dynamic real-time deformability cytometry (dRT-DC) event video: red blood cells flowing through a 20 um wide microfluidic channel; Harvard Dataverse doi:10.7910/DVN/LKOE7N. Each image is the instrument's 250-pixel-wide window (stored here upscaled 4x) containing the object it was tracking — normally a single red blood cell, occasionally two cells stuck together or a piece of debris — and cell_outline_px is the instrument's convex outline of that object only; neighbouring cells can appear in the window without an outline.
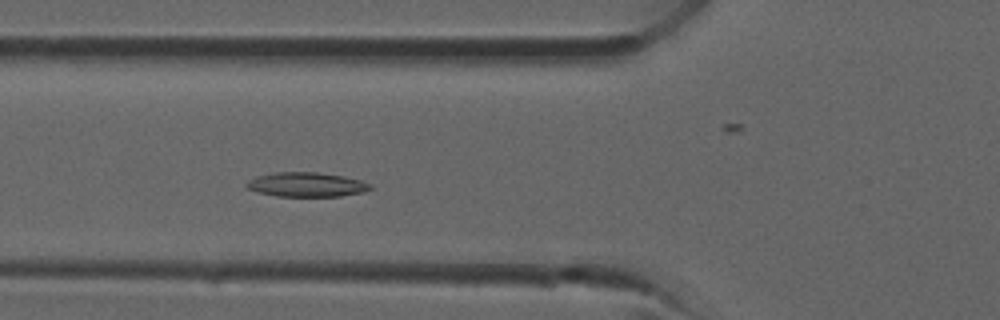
{"species": "common noctule bat (a hibernating species)", "species_latin": "Nyctalus noctula", "temperature_condition": "room temperature", "stored_images_in_passage": 33, "camera_frame_rate_fps": 3000, "um_per_image_px": 0.085, "animal": {"sex": "male", "forearm_length_mm": 52.5}, "frame": {"image": 1, "passage_image": 9, "time_ms": 2.667, "image_size_px": [1000, 320], "cell_outline_px": [[372, 188], [364, 192], [340, 196], [276, 196], [256, 192], [248, 188], [244, 184], [248, 180], [256, 176], [276, 172], [316, 172], [344, 176], [360, 180], [372, 184]], "centroid_in_image_um": [26.04, 15.69], "position_along_channel_um": 99.8, "area_um2": 17.69}}
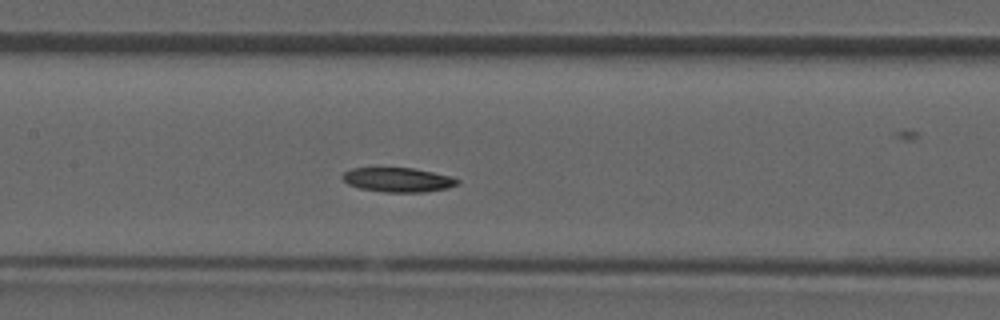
{"frame": {"image": 2, "passage_image": 13, "time_ms": 4.0, "image_size_px": [1000, 320], "cell_outline_px": [[460, 184], [448, 188], [424, 192], [384, 192], [360, 188], [348, 184], [340, 176], [344, 172], [352, 168], [412, 168], [432, 172], [448, 176], [460, 180]], "centroid_in_image_um": [33.82, 15.29], "position_along_channel_um": 173.6, "area_um2": 16.24}}
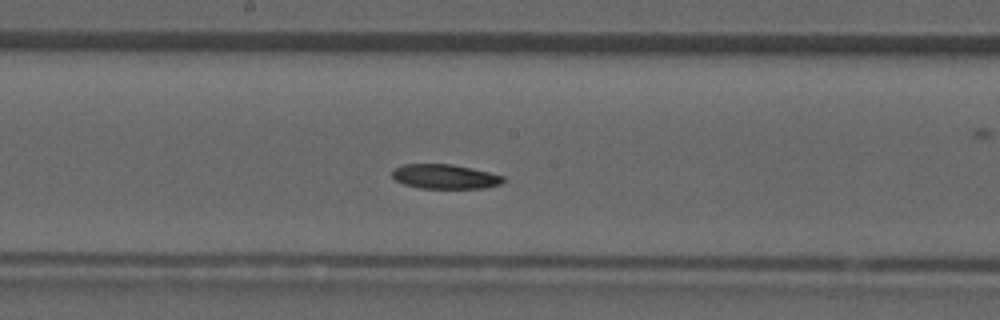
{"frame": {"image": 3, "passage_image": 15, "time_ms": 4.667, "image_size_px": [1000, 320], "cell_outline_px": [[504, 180], [500, 184], [484, 188], [420, 188], [404, 184], [396, 180], [392, 176], [392, 168], [400, 164], [452, 164], [472, 168], [504, 176]], "centroid_in_image_um": [37.78, 15.0], "position_along_channel_um": 210.4, "area_um2": 15.9}}